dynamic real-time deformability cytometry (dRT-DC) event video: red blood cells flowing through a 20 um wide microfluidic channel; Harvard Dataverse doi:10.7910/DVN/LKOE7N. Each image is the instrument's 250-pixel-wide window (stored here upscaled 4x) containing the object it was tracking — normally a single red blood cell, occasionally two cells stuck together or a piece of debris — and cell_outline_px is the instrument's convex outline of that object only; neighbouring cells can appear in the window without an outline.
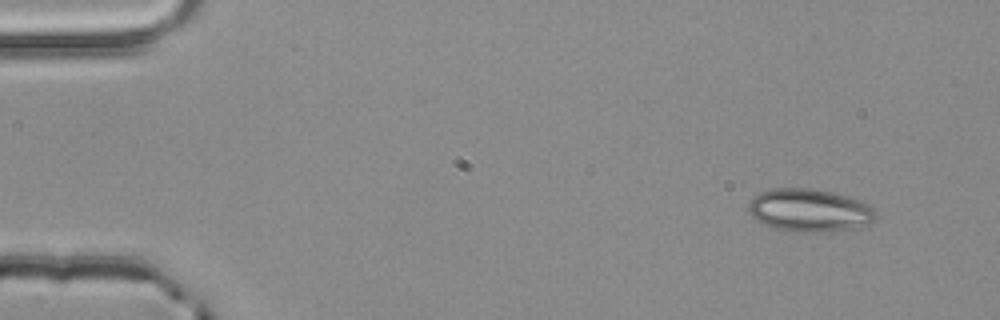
{"species": "common noctule bat (a hibernating species)", "species_latin": "Nyctalus noctula", "temperature_condition": "room temperature", "stored_images_in_passage": 3, "camera_frame_rate_fps": 3000, "um_per_image_px": 0.085, "animal": {"sex": "male", "body_mass_g": 20.4}, "frame": {"image": 1, "passage_image": 1, "time_ms": 0.0, "image_size_px": [1000, 320], "cell_outline_px": [[876, 216], [868, 224], [852, 228], [820, 232], [804, 232], [776, 228], [764, 224], [752, 216], [748, 212], [748, 200], [760, 192], [772, 188], [812, 188], [832, 192], [868, 204], [876, 212]], "centroid_in_image_um": [68.75, 17.86], "position_along_channel_um": 16.2, "area_um2": 31.44}}